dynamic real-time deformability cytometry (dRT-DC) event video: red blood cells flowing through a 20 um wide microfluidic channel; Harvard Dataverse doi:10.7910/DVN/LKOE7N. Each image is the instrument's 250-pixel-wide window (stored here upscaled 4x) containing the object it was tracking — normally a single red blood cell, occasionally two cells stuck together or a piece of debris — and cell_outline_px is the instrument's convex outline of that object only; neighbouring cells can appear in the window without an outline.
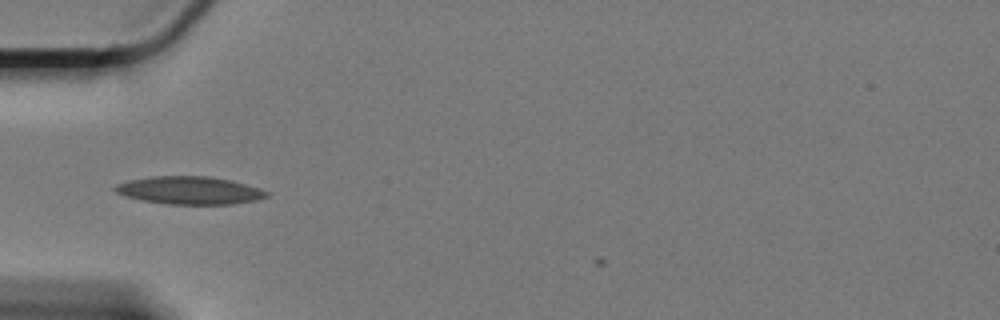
{"species": "Egyptian fruit bat (a non-hibernating species)", "species_latin": "Rousettus aegyptiacus", "temperature_condition": "cold", "stored_images_in_passage": 27, "camera_frame_rate_fps": 3000, "um_per_image_px": 0.085, "animal": {"sex": "female"}, "frame": {"image": 1, "passage_image": 2, "time_ms": 0.333, "image_size_px": [1000, 320], "cell_outline_px": [[268, 196], [256, 200], [232, 204], [164, 204], [140, 200], [124, 196], [116, 192], [112, 188], [116, 184], [128, 180], [152, 176], [208, 176], [228, 180], [260, 188], [268, 192]], "centroid_in_image_um": [16.05, 16.18], "position_along_channel_um": 68.9, "area_um2": 24.57}}
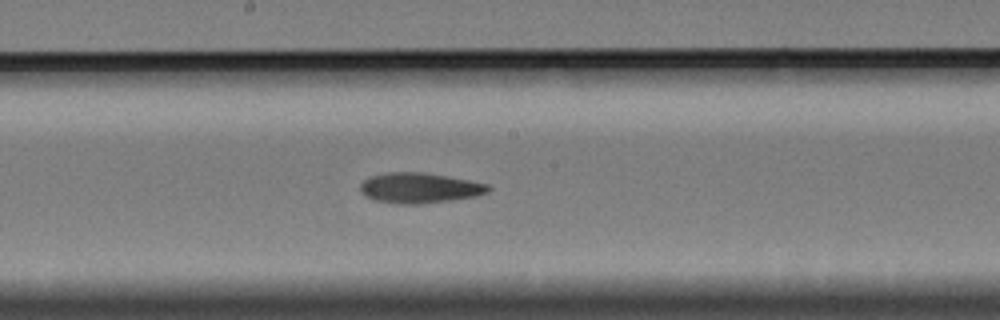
{"frame": {"image": 2, "passage_image": 15, "time_ms": 4.667, "image_size_px": [1000, 320], "cell_outline_px": [[492, 188], [488, 192], [476, 196], [448, 200], [416, 204], [396, 204], [376, 200], [364, 196], [360, 192], [360, 184], [368, 176], [384, 172], [424, 172], [448, 176], [488, 184]], "centroid_in_image_um": [35.61, 15.96], "position_along_channel_um": 212.6, "area_um2": 22.72}}
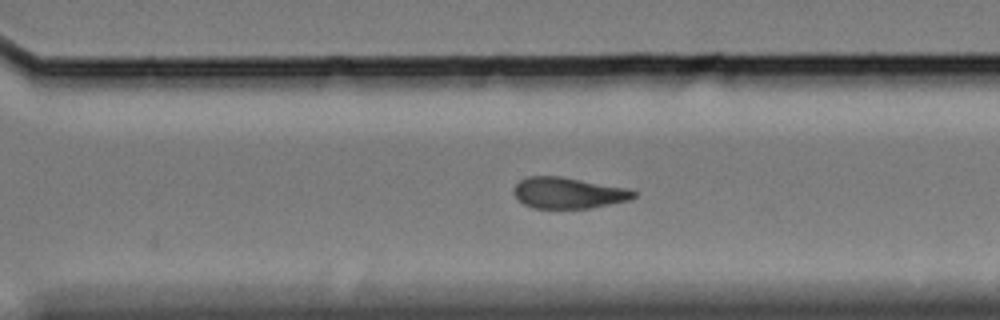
{"frame": {"image": 3, "passage_image": 25, "time_ms": 8.0, "image_size_px": [1000, 320], "cell_outline_px": [[636, 196], [628, 200], [592, 208], [532, 208], [524, 204], [512, 192], [516, 184], [520, 180], [528, 176], [560, 176], [628, 188], [636, 192]], "centroid_in_image_um": [48.3, 16.39], "position_along_channel_um": 322.3, "area_um2": 21.68}}